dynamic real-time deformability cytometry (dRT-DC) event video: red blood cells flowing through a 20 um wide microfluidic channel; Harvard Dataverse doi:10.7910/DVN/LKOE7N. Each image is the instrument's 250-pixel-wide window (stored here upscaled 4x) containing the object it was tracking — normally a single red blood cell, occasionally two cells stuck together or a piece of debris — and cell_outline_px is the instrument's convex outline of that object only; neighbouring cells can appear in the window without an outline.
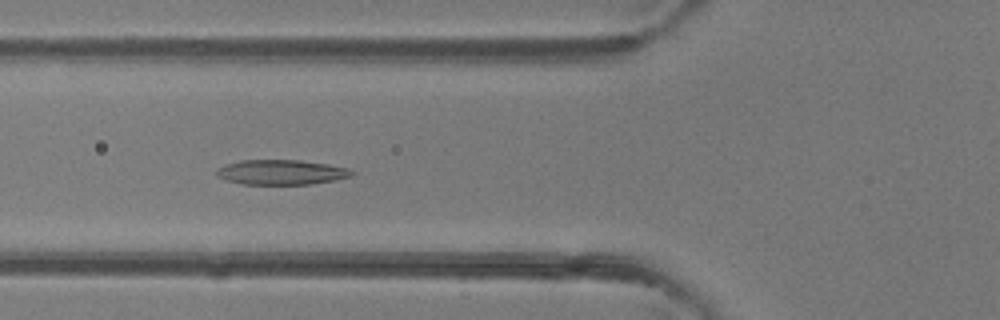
{"species": "common noctule bat (a hibernating species)", "species_latin": "Nyctalus noctula", "temperature_condition": "room temperature", "stored_images_in_passage": 47, "camera_frame_rate_fps": 3000, "um_per_image_px": 0.085, "animal": {"sex": "female"}, "frame": {"image": 1, "passage_image": 17, "time_ms": 5.333, "image_size_px": [1000, 320], "cell_outline_px": [[356, 172], [352, 176], [336, 180], [312, 184], [244, 184], [228, 180], [216, 176], [216, 168], [240, 160], [300, 160], [328, 164], [348, 168]], "centroid_in_image_um": [23.95, 14.64], "position_along_channel_um": 101.9, "area_um2": 19.65}}
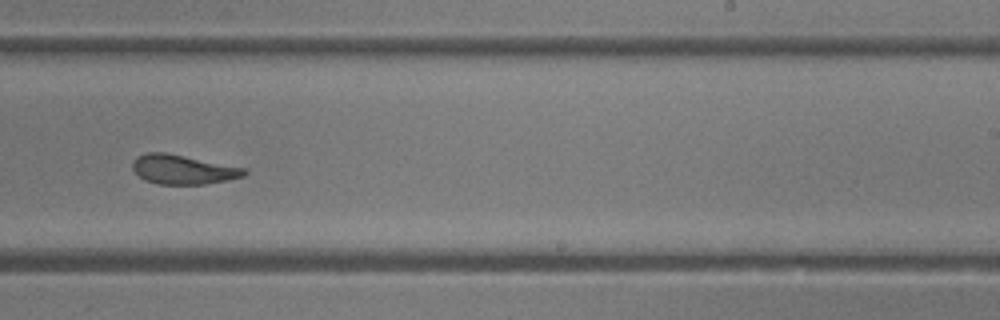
{"frame": {"image": 2, "passage_image": 29, "time_ms": 9.333, "image_size_px": [1000, 320], "cell_outline_px": [[248, 172], [244, 176], [228, 180], [204, 184], [160, 184], [144, 180], [132, 168], [132, 160], [136, 156], [148, 152], [168, 152], [244, 168]], "centroid_in_image_um": [15.53, 14.39], "position_along_channel_um": 273.5, "area_um2": 19.13}}
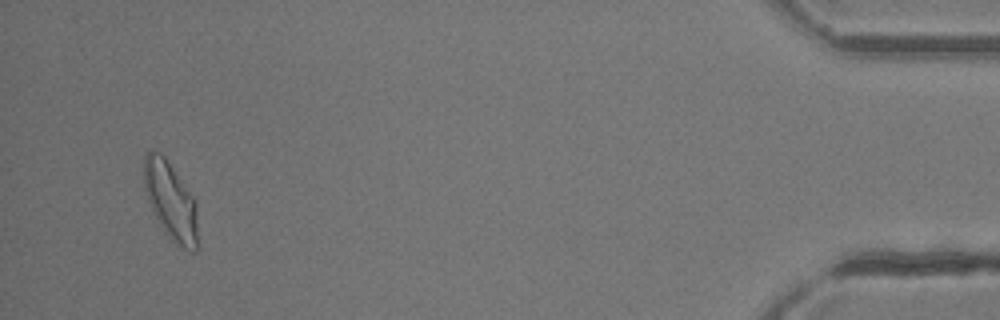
{"frame": {"image": 3, "passage_image": 45, "time_ms": 14.667, "image_size_px": [1000, 320], "cell_outline_px": [[196, 252], [192, 252], [176, 244], [164, 232], [152, 212], [144, 188], [144, 156], [152, 148], [160, 152], [164, 156], [196, 200]], "centroid_in_image_um": [14.48, 17.05], "position_along_channel_um": 420.7, "area_um2": 24.33}, "authors_computed_cell_mechanics": {"area_um2": 21.2126, "velocity_mm_per_s": 4.2879, "shape_relaxation_time_tau1_ms": 4.6595, "shape_relaxation_time_tau2_ms": 1.3602, "deformation_change_tau1": 0.1713, "deformation_change_tau2": 0.0836}}